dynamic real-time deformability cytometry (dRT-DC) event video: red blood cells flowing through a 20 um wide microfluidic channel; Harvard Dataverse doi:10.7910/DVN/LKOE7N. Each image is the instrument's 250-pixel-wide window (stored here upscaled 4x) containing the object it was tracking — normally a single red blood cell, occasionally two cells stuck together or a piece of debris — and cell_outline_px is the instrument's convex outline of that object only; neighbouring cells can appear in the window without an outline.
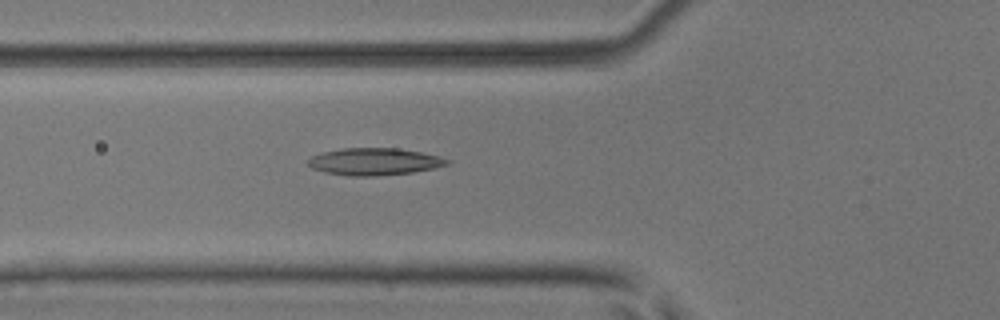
{"species": "common noctule bat (a hibernating species)", "species_latin": "Nyctalus noctula", "temperature_condition": "room temperature", "stored_images_in_passage": 22, "camera_frame_rate_fps": 3000, "um_per_image_px": 0.085, "animal": {"sex": "male", "body_mass_g": 17.9, "forearm_length_mm": 54.2}, "frame": {"image": 1, "passage_image": 15, "time_ms": 4.667, "image_size_px": [1000, 320], "cell_outline_px": [[452, 160], [448, 164], [432, 168], [412, 172], [376, 176], [348, 176], [324, 172], [312, 168], [308, 164], [308, 160], [312, 156], [324, 152], [344, 148], [396, 148], [420, 152], [440, 156]], "centroid_in_image_um": [31.82, 13.74], "position_along_channel_um": 94.0, "area_um2": 21.85}}
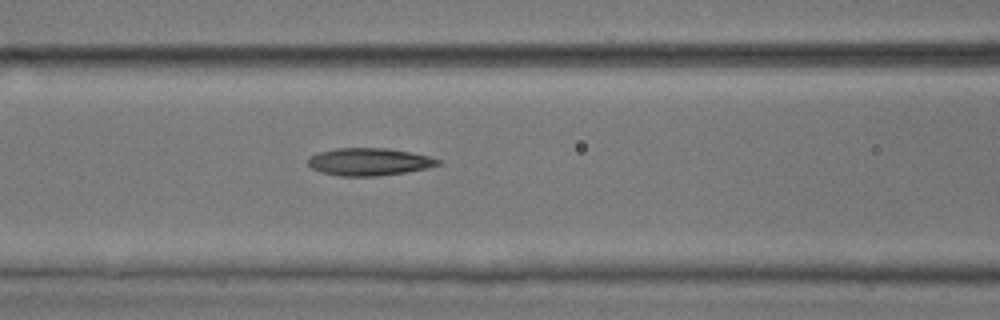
{"frame": {"image": 2, "passage_image": 18, "time_ms": 5.667, "image_size_px": [1000, 320], "cell_outline_px": [[444, 164], [428, 168], [404, 172], [376, 176], [340, 176], [320, 172], [312, 168], [308, 164], [308, 156], [320, 152], [336, 148], [388, 148], [428, 156], [440, 160]], "centroid_in_image_um": [31.37, 13.75], "position_along_channel_um": 135.2, "area_um2": 20.81}}
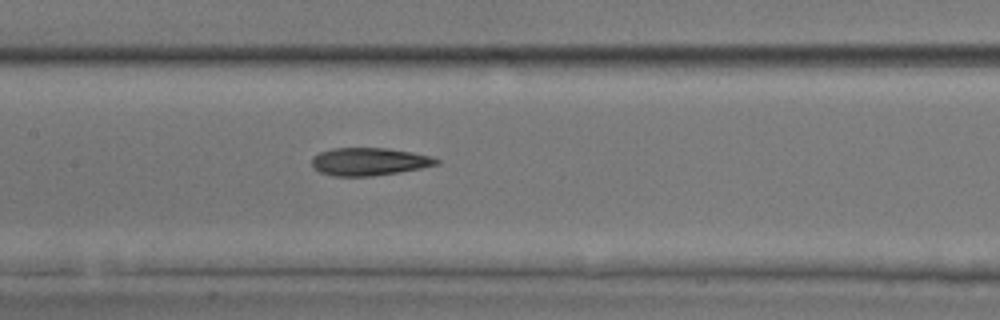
{"frame": {"image": 3, "passage_image": 21, "time_ms": 6.667, "image_size_px": [1000, 320], "cell_outline_px": [[440, 164], [420, 168], [372, 176], [332, 176], [320, 172], [312, 168], [312, 156], [320, 152], [332, 148], [388, 148], [412, 152], [432, 156], [440, 160]], "centroid_in_image_um": [31.36, 13.73], "position_along_channel_um": 176.0, "area_um2": 20.23}}